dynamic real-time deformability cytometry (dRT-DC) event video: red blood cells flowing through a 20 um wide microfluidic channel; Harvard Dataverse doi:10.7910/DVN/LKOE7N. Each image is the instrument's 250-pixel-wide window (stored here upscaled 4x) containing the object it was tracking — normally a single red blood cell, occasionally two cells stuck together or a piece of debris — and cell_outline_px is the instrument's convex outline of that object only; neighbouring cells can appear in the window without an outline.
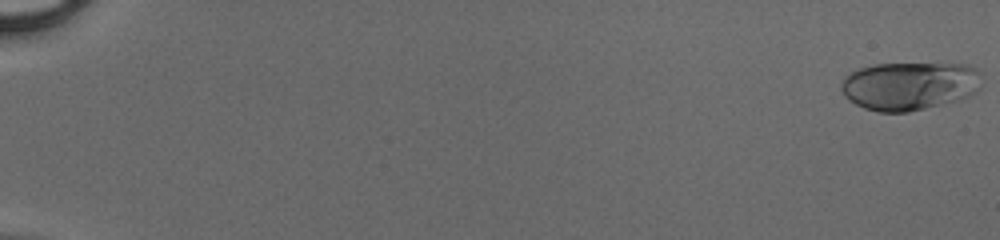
{"species": "human", "species_latin": "Homo sapiens", "temperature_condition": "cold", "stored_images_in_passage": 50, "camera_frame_rate_fps": 3000, "um_per_image_px": 0.085, "donor": {"sex": "male"}, "frame": {"image": 1, "passage_image": 1, "time_ms": 0.0, "image_size_px": [1000, 240], "cell_outline_px": [[980, 72], [976, 92], [968, 96], [956, 100], [908, 112], [876, 112], [864, 108], [848, 100], [844, 96], [840, 88], [840, 84], [844, 76], [860, 68], [872, 64], [968, 64], [976, 68]], "centroid_in_image_um": [77.24, 7.29], "position_along_channel_um": 7.8, "area_um2": 39.42}}
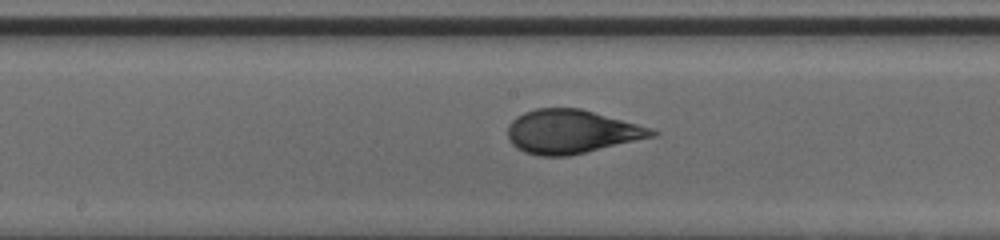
{"frame": {"image": 2, "passage_image": 29, "time_ms": 9.333, "image_size_px": [1000, 240], "cell_outline_px": [[660, 132], [656, 136], [568, 156], [540, 156], [524, 152], [516, 148], [508, 140], [508, 124], [516, 116], [524, 112], [536, 108], [580, 108], [652, 128]], "centroid_in_image_um": [48.55, 11.19], "position_along_channel_um": 199.7, "area_um2": 36.76}}
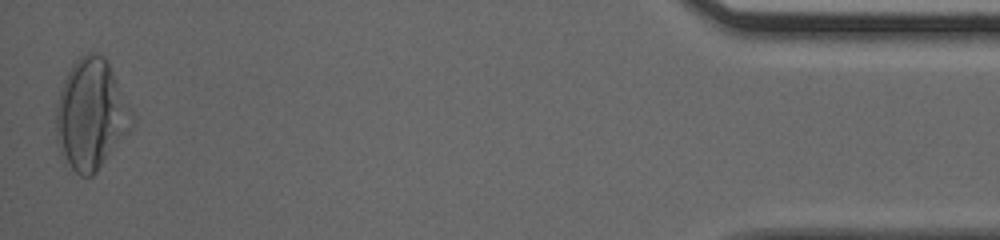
{"frame": {"image": 3, "passage_image": 50, "time_ms": 16.333, "image_size_px": [1000, 240], "cell_outline_px": [[136, 116], [132, 128], [96, 172], [92, 176], [80, 176], [68, 172], [56, 144], [56, 108], [60, 88], [72, 64], [80, 56], [88, 52], [96, 52], [104, 56]], "centroid_in_image_um": [7.72, 9.78], "position_along_channel_um": 427.5, "area_um2": 49.59}}